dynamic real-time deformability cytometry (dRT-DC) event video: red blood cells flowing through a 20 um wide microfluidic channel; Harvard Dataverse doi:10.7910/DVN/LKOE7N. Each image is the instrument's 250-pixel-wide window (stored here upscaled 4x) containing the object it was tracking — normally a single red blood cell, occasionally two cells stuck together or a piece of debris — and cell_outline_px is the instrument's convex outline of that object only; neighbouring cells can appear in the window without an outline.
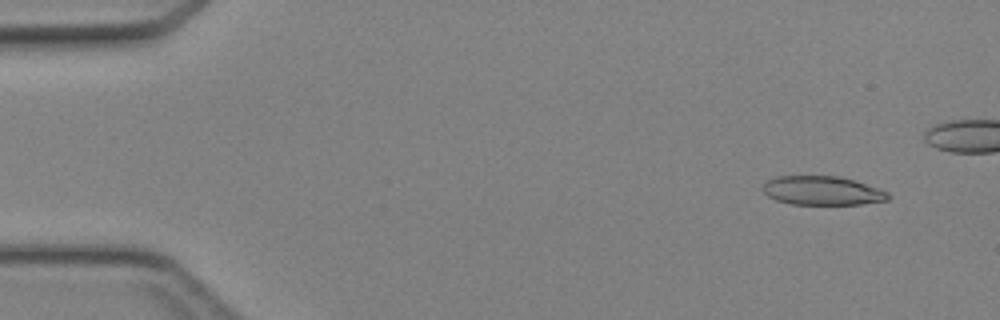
{"species": "Egyptian fruit bat (a non-hibernating species)", "species_latin": "Rousettus aegyptiacus", "temperature_condition": "cold", "stored_images_in_passage": 40, "camera_frame_rate_fps": 3000, "um_per_image_px": 0.085, "animal": {"sex": "female"}, "frame": {"image": 1, "passage_image": 3, "time_ms": 0.667, "image_size_px": [1000, 320], "cell_outline_px": [[892, 196], [888, 200], [860, 204], [792, 204], [776, 200], [768, 196], [760, 188], [768, 180], [776, 176], [840, 176], [888, 192]], "centroid_in_image_um": [69.86, 16.2], "position_along_channel_um": 15.1, "area_um2": 20.98}}
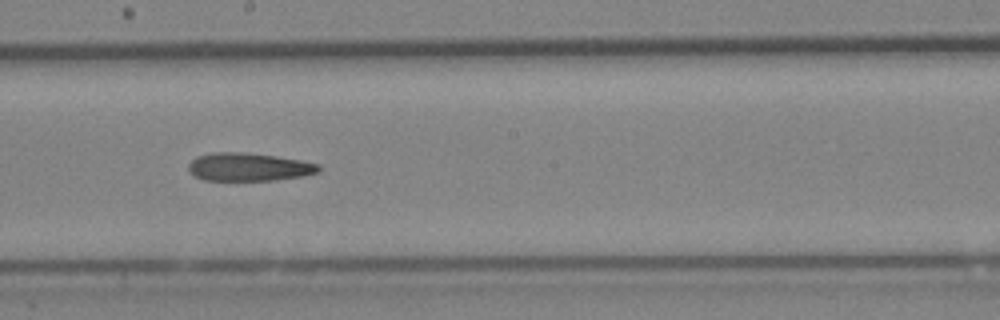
{"frame": {"image": 2, "passage_image": 25, "time_ms": 8.0, "image_size_px": [1000, 320], "cell_outline_px": [[320, 172], [304, 176], [276, 180], [204, 180], [196, 176], [188, 168], [188, 164], [196, 156], [212, 152], [240, 152], [276, 156], [300, 160], [320, 164]], "centroid_in_image_um": [21.17, 14.19], "position_along_channel_um": 227.0, "area_um2": 21.33}}
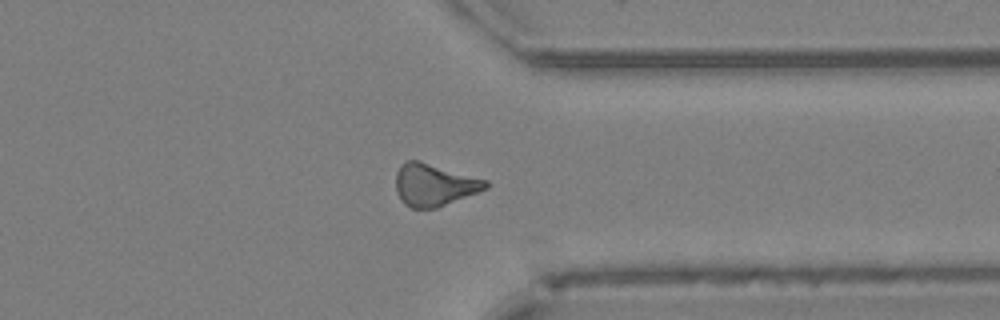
{"frame": {"image": 3, "passage_image": 35, "time_ms": 11.333, "image_size_px": [1000, 320], "cell_outline_px": [[488, 188], [436, 208], [412, 208], [404, 204], [396, 192], [396, 172], [400, 164], [408, 160], [420, 160], [488, 180]], "centroid_in_image_um": [36.89, 15.69], "position_along_channel_um": 374.5, "area_um2": 22.2}}